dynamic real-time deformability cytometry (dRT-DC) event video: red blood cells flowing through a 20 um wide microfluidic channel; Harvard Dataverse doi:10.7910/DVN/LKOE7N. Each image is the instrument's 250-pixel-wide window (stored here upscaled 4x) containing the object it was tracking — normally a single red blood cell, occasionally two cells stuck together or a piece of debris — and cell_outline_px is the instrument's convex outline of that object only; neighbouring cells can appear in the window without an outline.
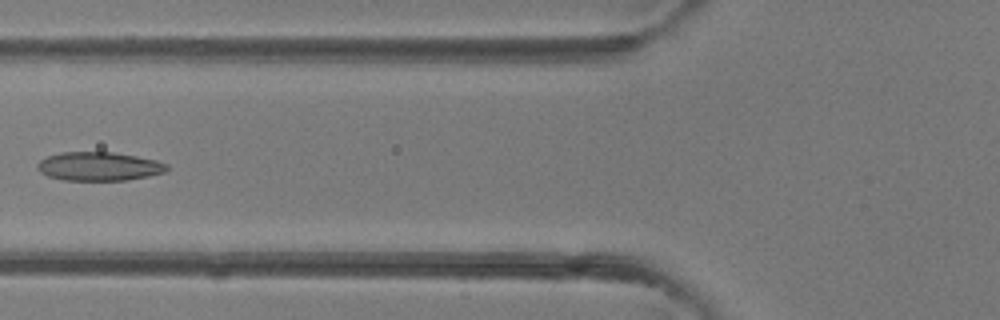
{"species": "common noctule bat (a hibernating species)", "species_latin": "Nyctalus noctula", "temperature_condition": "room temperature", "stored_images_in_passage": 4, "camera_frame_rate_fps": 3000, "um_per_image_px": 0.085, "animal": {"sex": "female"}, "frame": {"image": 1, "passage_image": 4, "time_ms": 3.333, "image_size_px": [1000, 320], "cell_outline_px": [[168, 168], [164, 172], [148, 176], [128, 180], [60, 180], [48, 176], [40, 172], [36, 168], [36, 164], [40, 160], [48, 156], [60, 152], [112, 152], [136, 156], [156, 160], [168, 164]], "centroid_in_image_um": [8.38, 14.14], "position_along_channel_um": 117.4, "area_um2": 21.73}}